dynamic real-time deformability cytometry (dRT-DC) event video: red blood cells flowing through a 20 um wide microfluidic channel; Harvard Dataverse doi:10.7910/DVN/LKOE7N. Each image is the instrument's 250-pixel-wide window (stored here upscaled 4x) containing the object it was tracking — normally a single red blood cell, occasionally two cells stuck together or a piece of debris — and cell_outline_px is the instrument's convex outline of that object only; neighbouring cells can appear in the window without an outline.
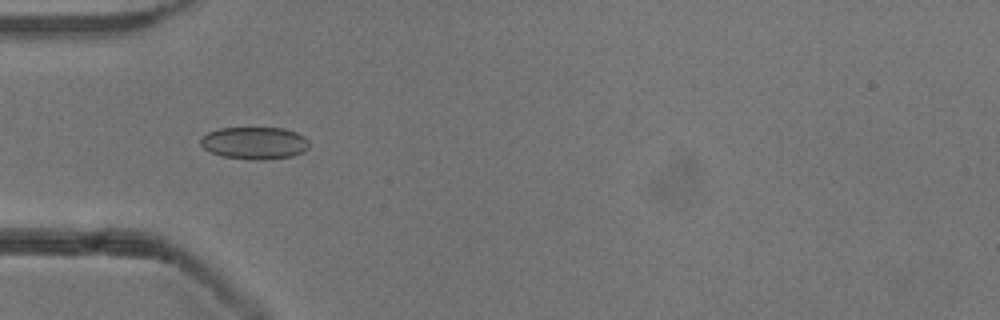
{"species": "common noctule bat (a hibernating species)", "species_latin": "Nyctalus noctula", "temperature_condition": "cold", "stored_images_in_passage": 40, "camera_frame_rate_fps": 3000, "um_per_image_px": 0.085, "animal": {"sex": "male", "body_mass_g": 13.3}, "frame": {"image": 1, "passage_image": 4, "time_ms": 1.0, "image_size_px": [1000, 320], "cell_outline_px": [[308, 148], [304, 152], [292, 156], [260, 160], [224, 156], [212, 152], [204, 148], [200, 144], [200, 140], [208, 132], [220, 128], [284, 128], [296, 132], [304, 136], [308, 140]], "centroid_in_image_um": [21.67, 12.14], "position_along_channel_um": 63.3, "area_um2": 20.23}}
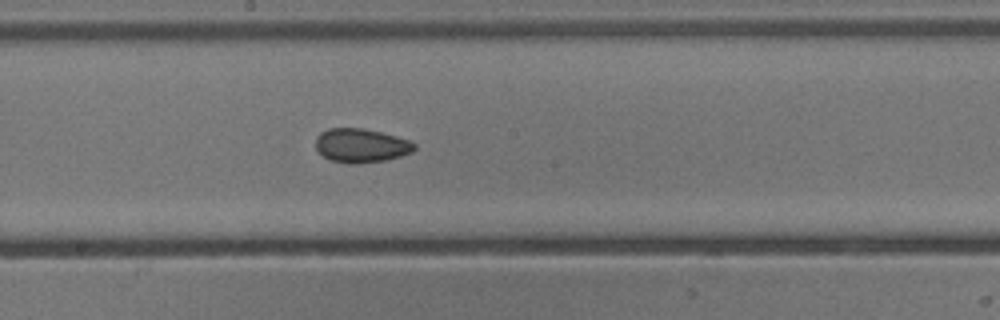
{"frame": {"image": 2, "passage_image": 16, "time_ms": 5.0, "image_size_px": [1000, 320], "cell_outline_px": [[416, 148], [412, 152], [388, 160], [356, 164], [352, 164], [332, 160], [324, 156], [316, 148], [316, 136], [320, 132], [328, 128], [364, 128], [396, 136], [408, 140], [416, 144]], "centroid_in_image_um": [30.7, 12.36], "position_along_channel_um": 217.5, "area_um2": 19.54}}
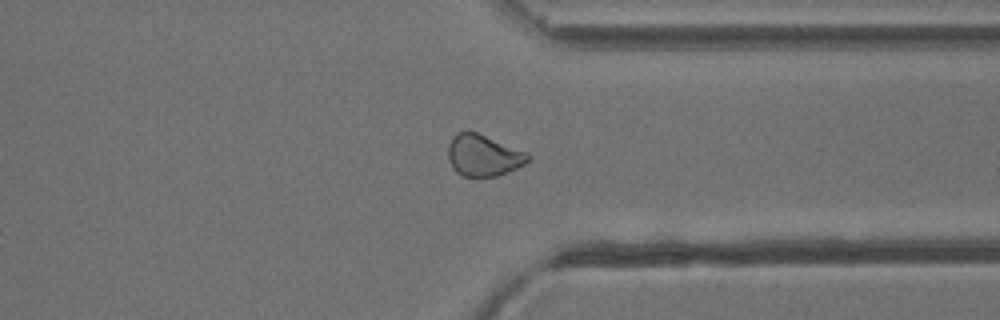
{"frame": {"image": 3, "passage_image": 28, "time_ms": 9.0, "image_size_px": [1000, 320], "cell_outline_px": [[532, 156], [524, 164], [508, 172], [496, 176], [464, 176], [456, 172], [452, 168], [448, 160], [448, 144], [452, 136], [456, 132], [476, 132], [528, 152]], "centroid_in_image_um": [41.08, 13.2], "position_along_channel_um": 370.3, "area_um2": 19.36}, "authors_computed_cell_mechanics": {"area_um2": 19.4786, "velocity_mm_per_s": 3.862, "shape_relaxation_time_tau1_ms": 5.5858, "shape_relaxation_time_tau2_ms": 1.7817, "deformation_change_tau1": 0.1037, "deformation_change_tau2": 0.0583}}